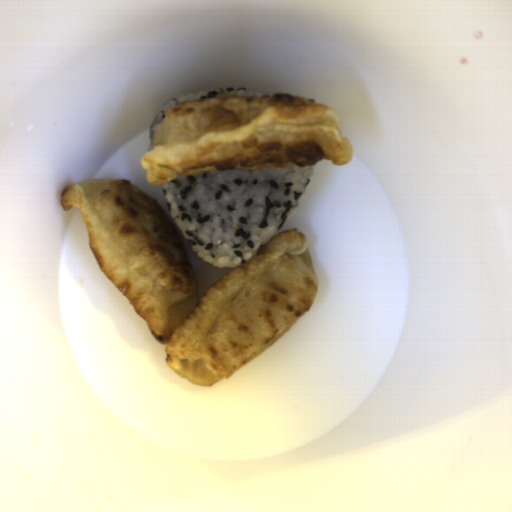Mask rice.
I'll use <instances>...</instances> for the list:
<instances>
[{
  "label": "rice",
  "instance_id": "rice-1",
  "mask_svg": "<svg viewBox=\"0 0 512 512\" xmlns=\"http://www.w3.org/2000/svg\"><path fill=\"white\" fill-rule=\"evenodd\" d=\"M314 166L178 174L160 185L193 253L217 268H237L292 218Z\"/></svg>",
  "mask_w": 512,
  "mask_h": 512
},
{
  "label": "rice",
  "instance_id": "rice-2",
  "mask_svg": "<svg viewBox=\"0 0 512 512\" xmlns=\"http://www.w3.org/2000/svg\"><path fill=\"white\" fill-rule=\"evenodd\" d=\"M225 95H268L269 94L260 92L258 90L252 88H240V87H222L216 89L203 90L198 92H193L189 94L179 95L173 99L166 101L154 114L153 120L151 122L149 128V138H150V148L154 141L156 132L160 123L163 121L167 110L182 104L186 101L215 97V96H225Z\"/></svg>",
  "mask_w": 512,
  "mask_h": 512
}]
</instances>
